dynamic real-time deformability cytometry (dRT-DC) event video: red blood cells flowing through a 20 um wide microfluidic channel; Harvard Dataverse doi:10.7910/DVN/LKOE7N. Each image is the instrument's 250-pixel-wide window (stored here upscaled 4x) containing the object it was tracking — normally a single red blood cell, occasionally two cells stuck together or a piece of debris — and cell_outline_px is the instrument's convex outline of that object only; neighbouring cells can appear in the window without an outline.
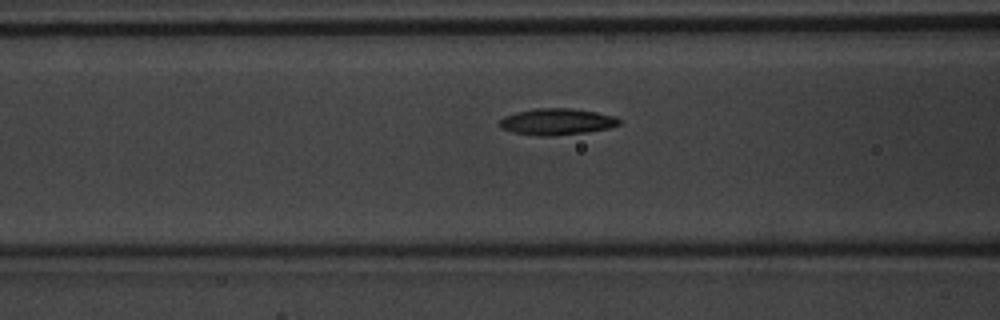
{"species": "common noctule bat (a hibernating species)", "species_latin": "Nyctalus noctula", "temperature_condition": "warm", "stored_images_in_passage": 13, "camera_frame_rate_fps": 3000, "um_per_image_px": 0.085, "animal": {"sex": "male", "body_mass_g": 20.1, "forearm_length_mm": 53.5}, "frame": {"image": 1, "passage_image": 11, "time_ms": 3.333, "image_size_px": [1000, 320], "cell_outline_px": [[620, 124], [608, 128], [588, 132], [552, 136], [540, 136], [512, 132], [500, 128], [500, 120], [504, 116], [516, 112], [536, 108], [572, 108], [596, 112], [616, 116], [620, 120]], "centroid_in_image_um": [47.33, 10.34], "position_along_channel_um": 119.3, "area_um2": 18.5}}